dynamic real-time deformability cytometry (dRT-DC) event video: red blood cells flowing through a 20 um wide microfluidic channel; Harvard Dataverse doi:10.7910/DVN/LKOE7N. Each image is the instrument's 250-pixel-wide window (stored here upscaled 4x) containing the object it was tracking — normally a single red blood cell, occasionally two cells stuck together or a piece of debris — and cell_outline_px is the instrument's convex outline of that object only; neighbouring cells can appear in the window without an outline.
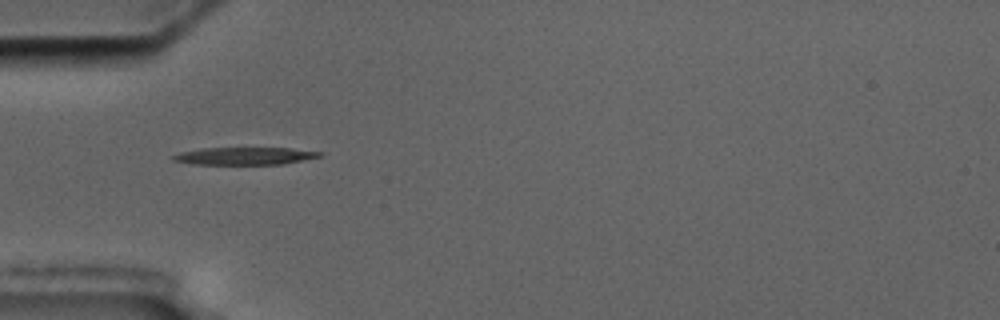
{"species": "common noctule bat (a hibernating species)", "species_latin": "Nyctalus noctula", "temperature_condition": "cold", "stored_images_in_passage": 2, "camera_frame_rate_fps": 3000, "um_per_image_px": 0.085, "animal": {"sex": "male", "body_mass_g": 17.5, "forearm_length_mm": 52.3}, "frame": {"image": 1, "passage_image": 1, "time_ms": 0.0, "image_size_px": [1000, 320], "cell_outline_px": [[324, 156], [280, 164], [192, 164], [172, 160], [172, 156], [180, 152], [200, 148], [288, 148], [324, 152]], "centroid_in_image_um": [20.8, 13.25], "position_along_channel_um": 64.2, "area_um2": 14.85}}
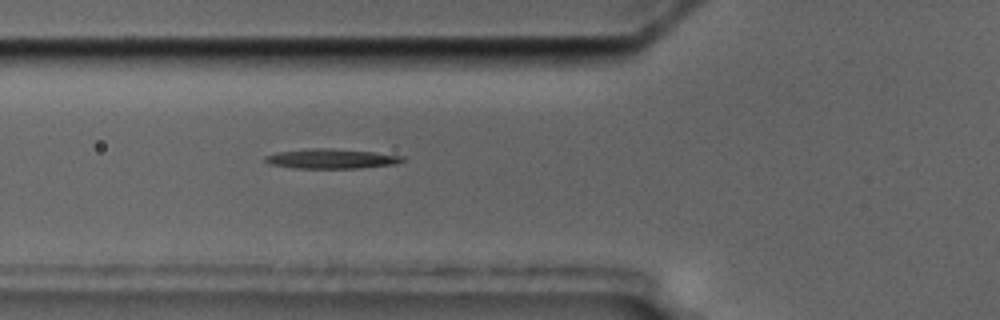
{"frame": {"image": 2, "passage_image": 2, "time_ms": 1.0, "image_size_px": [1000, 320], "cell_outline_px": [[408, 160], [396, 164], [360, 168], [292, 168], [268, 164], [264, 160], [264, 156], [276, 152], [312, 148], [332, 148], [372, 152], [404, 156]], "centroid_in_image_um": [28.16, 13.49], "position_along_channel_um": 97.6, "area_um2": 15.95}}